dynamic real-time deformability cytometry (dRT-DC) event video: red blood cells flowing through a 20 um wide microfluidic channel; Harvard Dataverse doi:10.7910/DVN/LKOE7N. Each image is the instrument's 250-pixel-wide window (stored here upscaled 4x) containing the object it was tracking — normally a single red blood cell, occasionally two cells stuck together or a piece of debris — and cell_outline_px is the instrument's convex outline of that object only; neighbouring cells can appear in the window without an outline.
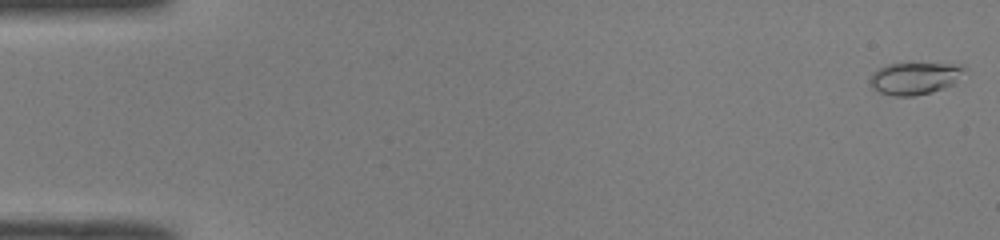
{"species": "common noctule bat (a hibernating species)", "species_latin": "Nyctalus noctula", "temperature_condition": "room temperature", "stored_images_in_passage": 50, "camera_frame_rate_fps": 3000, "um_per_image_px": 0.085, "animal": {"sex": "male", "body_mass_g": 19.0, "forearm_length_mm": 50.8}, "frame": {"image": 1, "passage_image": 1, "time_ms": 0.0, "image_size_px": [1000, 240], "cell_outline_px": [[968, 68], [952, 84], [928, 92], [912, 96], [892, 96], [880, 92], [872, 88], [868, 80], [872, 72], [888, 64], [964, 64]], "centroid_in_image_um": [77.72, 6.64], "position_along_channel_um": 7.3, "area_um2": 17.46}}
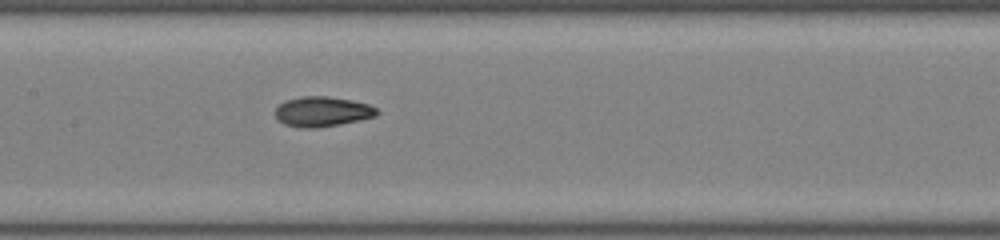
{"frame": {"image": 2, "passage_image": 25, "time_ms": 8.0, "image_size_px": [1000, 240], "cell_outline_px": [[380, 112], [376, 116], [360, 120], [340, 124], [316, 128], [300, 128], [284, 124], [276, 116], [276, 108], [284, 100], [300, 96], [328, 96], [352, 100], [368, 104], [376, 108]], "centroid_in_image_um": [27.4, 9.48], "position_along_channel_um": 180.0, "area_um2": 17.86}}
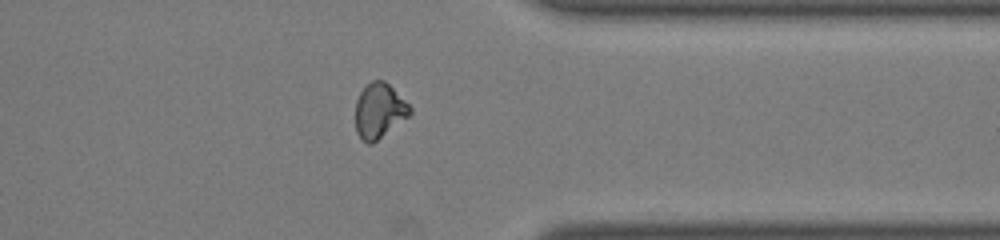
{"frame": {"image": 3, "passage_image": 40, "time_ms": 13.0, "image_size_px": [1000, 240], "cell_outline_px": [[412, 112], [408, 116], [372, 144], [368, 144], [356, 132], [356, 100], [360, 92], [372, 80], [384, 80], [412, 108]], "centroid_in_image_um": [32.22, 9.41], "position_along_channel_um": 379.2, "area_um2": 17.05}, "authors_computed_cell_mechanics": {"area_um2": 17.4556, "velocity_mm_per_s": 4.1012, "shape_relaxation_time_tau1_ms": 9.3207, "shape_relaxation_time_tau2_ms": 1.4972, "deformation_change_tau1": 0.2416, "deformation_change_tau2": 0.0553}}